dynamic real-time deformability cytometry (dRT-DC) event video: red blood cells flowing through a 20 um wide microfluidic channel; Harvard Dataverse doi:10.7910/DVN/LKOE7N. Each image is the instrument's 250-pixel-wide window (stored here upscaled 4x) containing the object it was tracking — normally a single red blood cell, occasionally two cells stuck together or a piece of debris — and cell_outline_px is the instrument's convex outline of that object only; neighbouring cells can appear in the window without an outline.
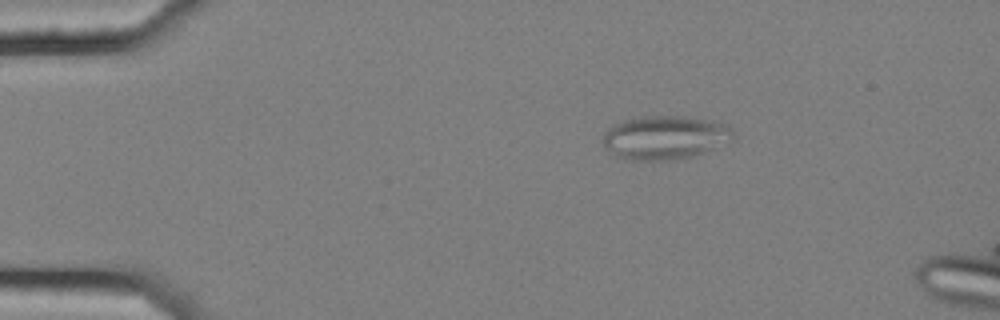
{"species": "common noctule bat (a hibernating species)", "species_latin": "Nyctalus noctula", "temperature_condition": "cold", "stored_images_in_passage": 4, "camera_frame_rate_fps": 3000, "um_per_image_px": 0.085, "animal": {"sex": "female", "body_mass_g": 25.1}, "frame": {"image": 1, "passage_image": 1, "time_ms": 0.0, "image_size_px": [1000, 320], "cell_outline_px": [[736, 136], [732, 140], [712, 148], [688, 156], [668, 160], [632, 160], [616, 156], [604, 148], [604, 132], [608, 128], [624, 120], [640, 116], [684, 116], [716, 120], [728, 124], [732, 128]], "centroid_in_image_um": [56.54, 11.66], "position_along_channel_um": 28.5, "area_um2": 33.12}}